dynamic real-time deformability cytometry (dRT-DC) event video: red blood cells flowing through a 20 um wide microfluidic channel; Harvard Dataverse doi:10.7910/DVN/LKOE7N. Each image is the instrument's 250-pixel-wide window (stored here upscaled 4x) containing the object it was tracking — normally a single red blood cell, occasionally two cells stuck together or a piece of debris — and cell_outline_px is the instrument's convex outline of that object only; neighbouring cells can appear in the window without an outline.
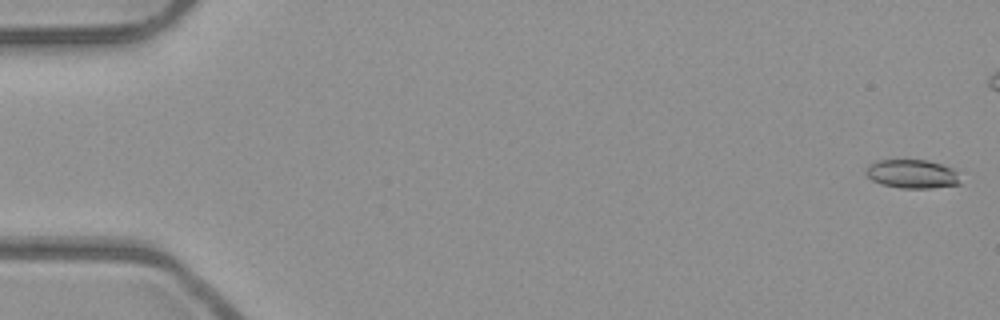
{"species": "common noctule bat (a hibernating species)", "species_latin": "Nyctalus noctula", "temperature_condition": "room temperature", "stored_images_in_passage": 7, "camera_frame_rate_fps": 3000, "um_per_image_px": 0.085, "animal": {"sex": "male", "body_mass_g": 23.1, "forearm_length_mm": 52.7}, "frame": {"image": 1, "passage_image": 1, "time_ms": 0.0, "image_size_px": [1000, 320], "cell_outline_px": [[960, 184], [932, 188], [900, 188], [880, 184], [872, 180], [864, 172], [868, 164], [876, 160], [928, 160], [952, 168], [956, 172]], "centroid_in_image_um": [77.48, 14.78], "position_along_channel_um": 7.5, "area_um2": 15.84}}
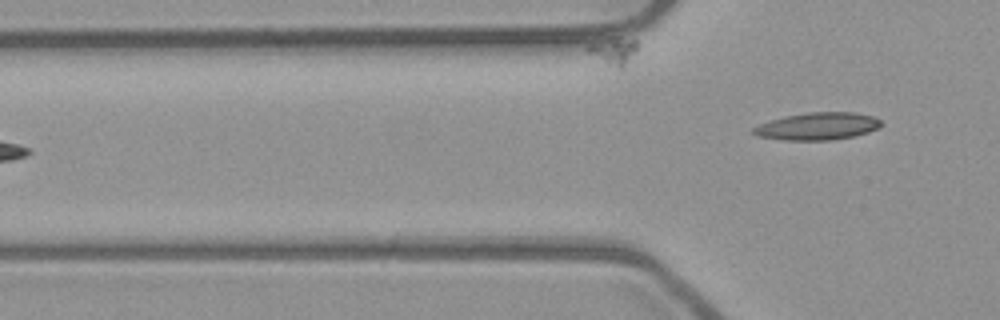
{"frame": {"image": 2, "passage_image": 7, "time_ms": 2.0, "image_size_px": [1000, 320], "cell_outline_px": [[884, 124], [880, 128], [868, 132], [852, 136], [832, 140], [784, 140], [756, 136], [752, 132], [752, 128], [760, 124], [784, 116], [808, 112], [856, 112], [872, 116], [880, 120]], "centroid_in_image_um": [69.51, 10.73], "position_along_channel_um": 56.3, "area_um2": 20.46}}